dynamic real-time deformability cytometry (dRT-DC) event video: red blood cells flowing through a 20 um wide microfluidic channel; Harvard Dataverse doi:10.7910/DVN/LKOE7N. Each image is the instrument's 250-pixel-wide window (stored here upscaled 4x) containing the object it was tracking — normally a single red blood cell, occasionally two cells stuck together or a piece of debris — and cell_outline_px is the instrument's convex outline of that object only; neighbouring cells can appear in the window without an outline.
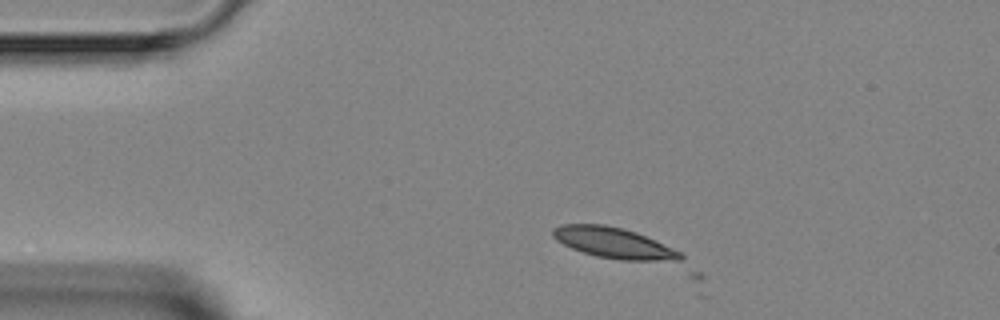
{"species": "Egyptian fruit bat (a non-hibernating species)", "species_latin": "Rousettus aegyptiacus", "temperature_condition": "room temperature", "stored_images_in_passage": 3, "camera_frame_rate_fps": 3000, "um_per_image_px": 0.085, "animal": {"sex": "female"}, "frame": {"image": 1, "passage_image": 1, "time_ms": 0.0, "image_size_px": [1000, 320], "cell_outline_px": [[704, 276], [700, 280], [696, 280], [596, 256], [572, 248], [556, 240], [552, 236], [552, 228], [560, 224], [604, 224], [624, 228], [636, 232], [672, 248], [680, 252]], "centroid_in_image_um": [53.15, 21.09], "position_along_channel_um": 31.8, "area_um2": 29.02}}